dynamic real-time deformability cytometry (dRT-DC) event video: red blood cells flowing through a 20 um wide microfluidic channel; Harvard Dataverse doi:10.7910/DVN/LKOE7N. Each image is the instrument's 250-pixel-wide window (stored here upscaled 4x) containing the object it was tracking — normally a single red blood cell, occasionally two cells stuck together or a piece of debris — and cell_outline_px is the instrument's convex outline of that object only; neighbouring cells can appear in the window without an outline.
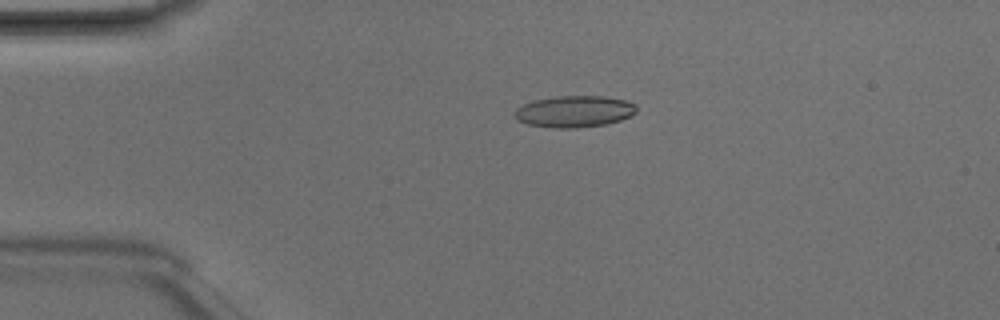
{"species": "Egyptian fruit bat (a non-hibernating species)", "species_latin": "Rousettus aegyptiacus", "temperature_condition": "room temperature", "stored_images_in_passage": 4, "camera_frame_rate_fps": 3000, "um_per_image_px": 0.085, "animal": {"sex": "male"}, "frame": {"image": 1, "passage_image": 3, "time_ms": 0.667, "image_size_px": [1000, 320], "cell_outline_px": [[636, 112], [620, 120], [604, 124], [576, 128], [552, 128], [528, 124], [516, 120], [516, 108], [532, 100], [556, 96], [604, 96], [624, 100], [636, 104]], "centroid_in_image_um": [48.8, 9.47], "position_along_channel_um": 36.2, "area_um2": 22.31}}